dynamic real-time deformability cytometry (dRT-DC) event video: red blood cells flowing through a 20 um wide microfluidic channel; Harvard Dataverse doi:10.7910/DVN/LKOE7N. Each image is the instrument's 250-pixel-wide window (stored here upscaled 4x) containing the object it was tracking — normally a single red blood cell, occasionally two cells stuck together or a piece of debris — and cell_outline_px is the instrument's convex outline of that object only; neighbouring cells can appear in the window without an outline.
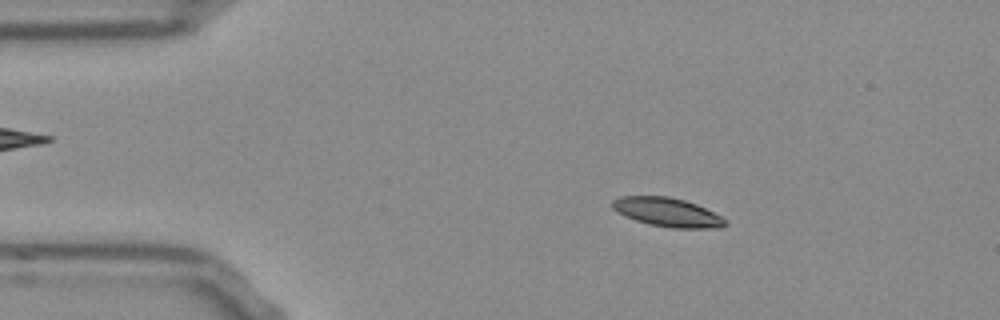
{"species": "Egyptian fruit bat (a non-hibernating species)", "species_latin": "Rousettus aegyptiacus", "temperature_condition": "room temperature", "stored_images_in_passage": 52, "camera_frame_rate_fps": 3000, "um_per_image_px": 0.085, "frame": {"image": 1, "passage_image": 8, "time_ms": 2.333, "image_size_px": [1000, 320], "cell_outline_px": [[728, 224], [720, 228], [672, 228], [648, 224], [624, 216], [612, 208], [612, 200], [620, 196], [668, 196], [684, 200], [696, 204], [728, 220]], "centroid_in_image_um": [56.72, 18.04], "position_along_channel_um": 28.3, "area_um2": 19.02}}
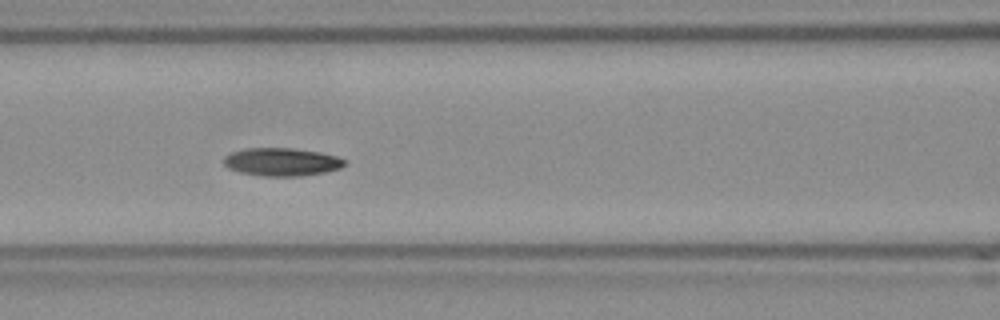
{"frame": {"image": 2, "passage_image": 21, "time_ms": 6.667, "image_size_px": [1000, 320], "cell_outline_px": [[348, 164], [340, 168], [324, 172], [300, 176], [264, 176], [240, 172], [228, 168], [224, 164], [224, 156], [232, 152], [244, 148], [292, 148], [320, 152], [336, 156], [348, 160]], "centroid_in_image_um": [23.97, 13.76], "position_along_channel_um": 142.6, "area_um2": 19.83}}
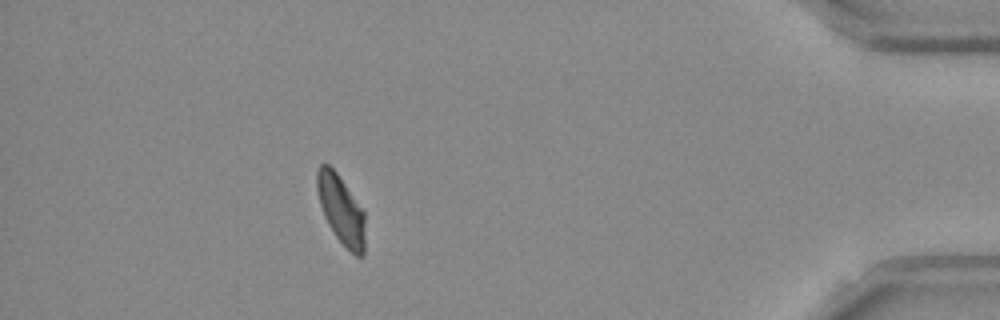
{"frame": {"image": 3, "passage_image": 46, "time_ms": 15.0, "image_size_px": [1000, 320], "cell_outline_px": [[364, 256], [356, 256], [336, 236], [328, 224], [324, 216], [320, 204], [316, 188], [316, 172], [320, 164], [328, 164], [336, 172], [364, 212]], "centroid_in_image_um": [28.96, 17.8], "position_along_channel_um": 406.2, "area_um2": 18.84}, "authors_computed_cell_mechanics": {"area_um2": 19.3341, "velocity_mm_per_s": 3.8309, "shape_relaxation_time_tau1_ms": 4.7598, "shape_relaxation_time_tau2_ms": 6.4772, "deformation_change_tau1": 0.1429, "deformation_change_tau2": 0.1192}}